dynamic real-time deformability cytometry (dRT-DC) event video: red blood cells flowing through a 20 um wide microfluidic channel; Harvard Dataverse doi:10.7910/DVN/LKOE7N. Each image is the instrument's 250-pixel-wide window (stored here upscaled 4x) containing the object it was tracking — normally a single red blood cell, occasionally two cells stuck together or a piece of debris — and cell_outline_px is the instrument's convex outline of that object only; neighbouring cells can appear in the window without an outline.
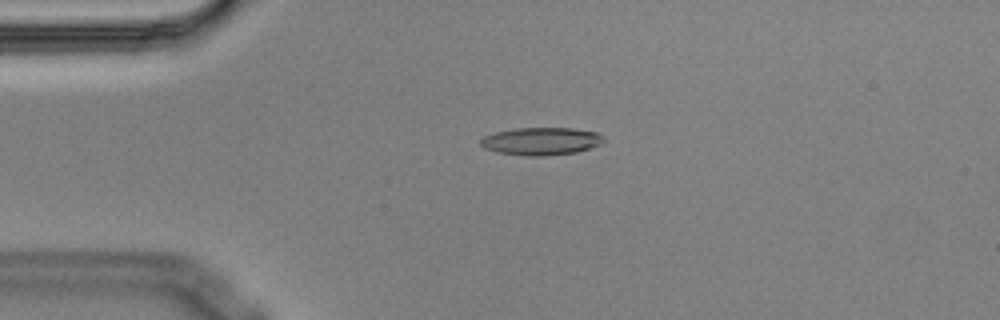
{"species": "Egyptian fruit bat (a non-hibernating species)", "species_latin": "Rousettus aegyptiacus", "temperature_condition": "cold", "stored_images_in_passage": 4, "camera_frame_rate_fps": 3000, "um_per_image_px": 0.085, "animal": {"sex": "male"}, "frame": {"image": 1, "passage_image": 4, "time_ms": 1.0, "image_size_px": [1000, 320], "cell_outline_px": [[604, 140], [600, 144], [576, 152], [540, 156], [528, 156], [496, 152], [484, 148], [480, 144], [480, 140], [484, 136], [496, 132], [516, 128], [572, 128], [596, 132], [604, 136]], "centroid_in_image_um": [45.98, 12.0], "position_along_channel_um": 39.0, "area_um2": 19.71}}